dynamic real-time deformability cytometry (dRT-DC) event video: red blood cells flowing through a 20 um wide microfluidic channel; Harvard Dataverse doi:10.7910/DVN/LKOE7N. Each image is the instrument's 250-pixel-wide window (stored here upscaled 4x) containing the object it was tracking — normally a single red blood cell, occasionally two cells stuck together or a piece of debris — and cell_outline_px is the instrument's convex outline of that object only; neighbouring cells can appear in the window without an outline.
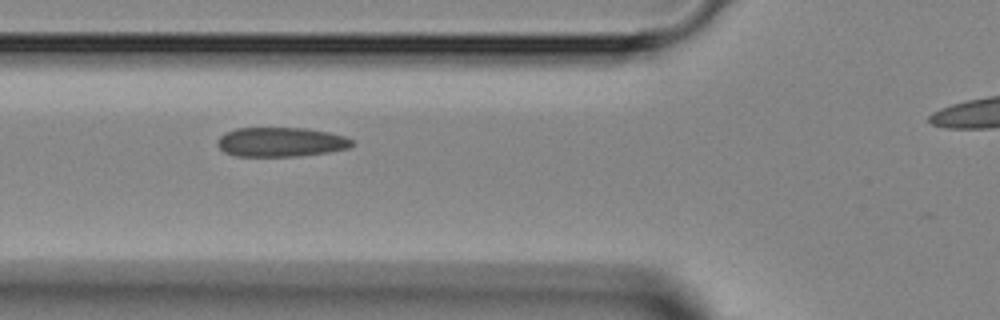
{"species": "Egyptian fruit bat (a non-hibernating species)", "species_latin": "Rousettus aegyptiacus", "temperature_condition": "room temperature", "stored_images_in_passage": 5, "segment_of_instrument_passage": [1, 2], "camera_frame_rate_fps": 3000, "um_per_image_px": 0.085, "animal": {"sex": "female"}, "frame": {"image": 1, "passage_image": 2, "time_ms": 1.0, "image_size_px": [1000, 320], "cell_outline_px": [[356, 144], [348, 148], [328, 152], [300, 156], [236, 156], [224, 152], [216, 144], [216, 140], [224, 132], [236, 128], [304, 128], [328, 132], [344, 136], [352, 140]], "centroid_in_image_um": [23.85, 12.07], "position_along_channel_um": 102.0, "area_um2": 23.18}}
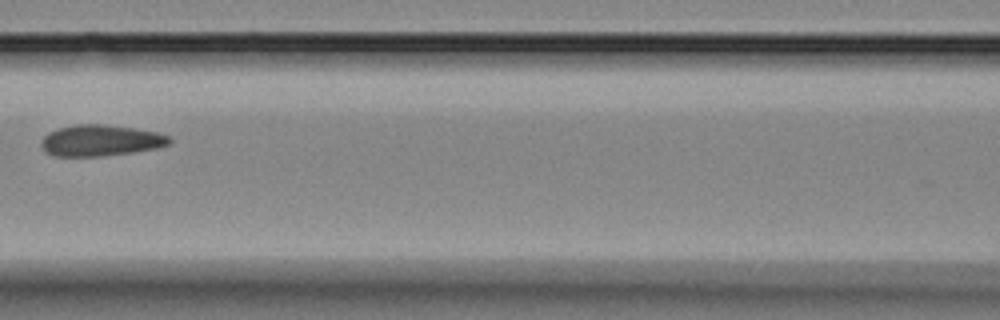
{"frame": {"image": 2, "passage_image": 3, "time_ms": 2.333, "image_size_px": [1000, 320], "cell_outline_px": [[172, 144], [156, 148], [132, 152], [100, 156], [52, 156], [44, 152], [40, 144], [40, 140], [48, 132], [60, 128], [76, 124], [104, 124], [160, 132], [168, 136], [172, 140]], "centroid_in_image_um": [8.54, 11.94], "position_along_channel_um": 158.1, "area_um2": 23.47}}
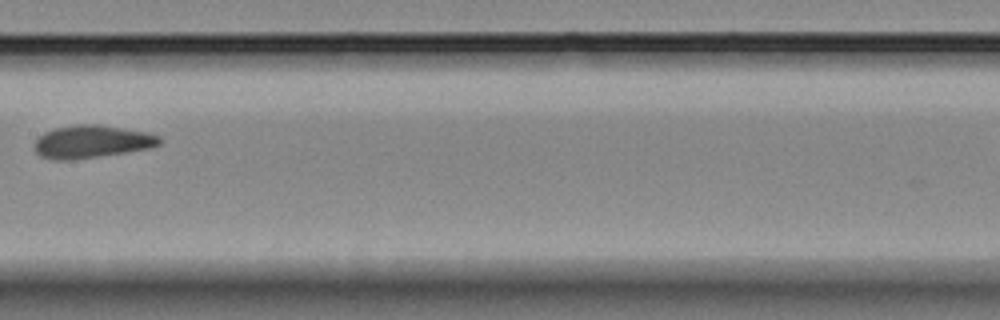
{"frame": {"image": 3, "passage_image": 4, "time_ms": 3.333, "image_size_px": [1000, 320], "cell_outline_px": [[164, 140], [160, 144], [152, 148], [72, 160], [52, 160], [40, 156], [36, 152], [36, 140], [44, 132], [56, 128], [76, 124], [100, 124], [148, 132], [160, 136]], "centroid_in_image_um": [7.85, 12.03], "position_along_channel_um": 199.5, "area_um2": 23.99}}